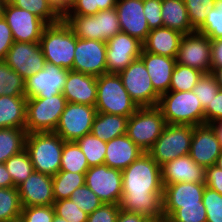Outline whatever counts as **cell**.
<instances>
[{
    "label": "cell",
    "instance_id": "obj_1",
    "mask_svg": "<svg viewBox=\"0 0 222 222\" xmlns=\"http://www.w3.org/2000/svg\"><path fill=\"white\" fill-rule=\"evenodd\" d=\"M161 167L144 152L122 170L120 209L137 213L148 220L164 219Z\"/></svg>",
    "mask_w": 222,
    "mask_h": 222
},
{
    "label": "cell",
    "instance_id": "obj_2",
    "mask_svg": "<svg viewBox=\"0 0 222 222\" xmlns=\"http://www.w3.org/2000/svg\"><path fill=\"white\" fill-rule=\"evenodd\" d=\"M76 42L77 36L61 19L57 23L45 26L39 43L46 62L73 71Z\"/></svg>",
    "mask_w": 222,
    "mask_h": 222
},
{
    "label": "cell",
    "instance_id": "obj_3",
    "mask_svg": "<svg viewBox=\"0 0 222 222\" xmlns=\"http://www.w3.org/2000/svg\"><path fill=\"white\" fill-rule=\"evenodd\" d=\"M157 107L161 110L166 124H205L204 109L193 91H168L160 96Z\"/></svg>",
    "mask_w": 222,
    "mask_h": 222
},
{
    "label": "cell",
    "instance_id": "obj_4",
    "mask_svg": "<svg viewBox=\"0 0 222 222\" xmlns=\"http://www.w3.org/2000/svg\"><path fill=\"white\" fill-rule=\"evenodd\" d=\"M64 142L54 132L27 133L25 149L34 170L50 176L59 173Z\"/></svg>",
    "mask_w": 222,
    "mask_h": 222
},
{
    "label": "cell",
    "instance_id": "obj_5",
    "mask_svg": "<svg viewBox=\"0 0 222 222\" xmlns=\"http://www.w3.org/2000/svg\"><path fill=\"white\" fill-rule=\"evenodd\" d=\"M97 112L130 117L139 107L129 96L118 74L97 77Z\"/></svg>",
    "mask_w": 222,
    "mask_h": 222
},
{
    "label": "cell",
    "instance_id": "obj_6",
    "mask_svg": "<svg viewBox=\"0 0 222 222\" xmlns=\"http://www.w3.org/2000/svg\"><path fill=\"white\" fill-rule=\"evenodd\" d=\"M75 36L81 39L106 42L118 34L121 29L116 8L97 12L95 15H62Z\"/></svg>",
    "mask_w": 222,
    "mask_h": 222
},
{
    "label": "cell",
    "instance_id": "obj_7",
    "mask_svg": "<svg viewBox=\"0 0 222 222\" xmlns=\"http://www.w3.org/2000/svg\"><path fill=\"white\" fill-rule=\"evenodd\" d=\"M66 104L63 93L45 98H27L26 132H54Z\"/></svg>",
    "mask_w": 222,
    "mask_h": 222
},
{
    "label": "cell",
    "instance_id": "obj_8",
    "mask_svg": "<svg viewBox=\"0 0 222 222\" xmlns=\"http://www.w3.org/2000/svg\"><path fill=\"white\" fill-rule=\"evenodd\" d=\"M194 126L166 124L161 136L148 150V154L162 167L169 161L189 154Z\"/></svg>",
    "mask_w": 222,
    "mask_h": 222
},
{
    "label": "cell",
    "instance_id": "obj_9",
    "mask_svg": "<svg viewBox=\"0 0 222 222\" xmlns=\"http://www.w3.org/2000/svg\"><path fill=\"white\" fill-rule=\"evenodd\" d=\"M166 125L161 110L155 107L138 108L127 122V136L144 152L153 146Z\"/></svg>",
    "mask_w": 222,
    "mask_h": 222
},
{
    "label": "cell",
    "instance_id": "obj_10",
    "mask_svg": "<svg viewBox=\"0 0 222 222\" xmlns=\"http://www.w3.org/2000/svg\"><path fill=\"white\" fill-rule=\"evenodd\" d=\"M129 96L141 107H155L160 95L154 90L151 78L143 61L138 58L118 73Z\"/></svg>",
    "mask_w": 222,
    "mask_h": 222
},
{
    "label": "cell",
    "instance_id": "obj_11",
    "mask_svg": "<svg viewBox=\"0 0 222 222\" xmlns=\"http://www.w3.org/2000/svg\"><path fill=\"white\" fill-rule=\"evenodd\" d=\"M96 114L95 106L67 102L54 133L64 141H76L91 133Z\"/></svg>",
    "mask_w": 222,
    "mask_h": 222
},
{
    "label": "cell",
    "instance_id": "obj_12",
    "mask_svg": "<svg viewBox=\"0 0 222 222\" xmlns=\"http://www.w3.org/2000/svg\"><path fill=\"white\" fill-rule=\"evenodd\" d=\"M85 185L103 203L119 205L122 198V171L106 164L90 167L85 173Z\"/></svg>",
    "mask_w": 222,
    "mask_h": 222
},
{
    "label": "cell",
    "instance_id": "obj_13",
    "mask_svg": "<svg viewBox=\"0 0 222 222\" xmlns=\"http://www.w3.org/2000/svg\"><path fill=\"white\" fill-rule=\"evenodd\" d=\"M176 63L211 73V39L197 31L184 34L178 48Z\"/></svg>",
    "mask_w": 222,
    "mask_h": 222
},
{
    "label": "cell",
    "instance_id": "obj_14",
    "mask_svg": "<svg viewBox=\"0 0 222 222\" xmlns=\"http://www.w3.org/2000/svg\"><path fill=\"white\" fill-rule=\"evenodd\" d=\"M3 61L24 80L44 69L46 65L39 42H14Z\"/></svg>",
    "mask_w": 222,
    "mask_h": 222
},
{
    "label": "cell",
    "instance_id": "obj_15",
    "mask_svg": "<svg viewBox=\"0 0 222 222\" xmlns=\"http://www.w3.org/2000/svg\"><path fill=\"white\" fill-rule=\"evenodd\" d=\"M143 43L127 33L119 32L106 41L107 73L118 74L141 56Z\"/></svg>",
    "mask_w": 222,
    "mask_h": 222
},
{
    "label": "cell",
    "instance_id": "obj_16",
    "mask_svg": "<svg viewBox=\"0 0 222 222\" xmlns=\"http://www.w3.org/2000/svg\"><path fill=\"white\" fill-rule=\"evenodd\" d=\"M3 17L12 31L14 42H40L47 25L35 14L18 8L9 1L5 5Z\"/></svg>",
    "mask_w": 222,
    "mask_h": 222
},
{
    "label": "cell",
    "instance_id": "obj_17",
    "mask_svg": "<svg viewBox=\"0 0 222 222\" xmlns=\"http://www.w3.org/2000/svg\"><path fill=\"white\" fill-rule=\"evenodd\" d=\"M73 71L96 77L106 74V42L77 37Z\"/></svg>",
    "mask_w": 222,
    "mask_h": 222
},
{
    "label": "cell",
    "instance_id": "obj_18",
    "mask_svg": "<svg viewBox=\"0 0 222 222\" xmlns=\"http://www.w3.org/2000/svg\"><path fill=\"white\" fill-rule=\"evenodd\" d=\"M68 71L46 62L44 69L25 80V96L27 98H45V96L61 94Z\"/></svg>",
    "mask_w": 222,
    "mask_h": 222
},
{
    "label": "cell",
    "instance_id": "obj_19",
    "mask_svg": "<svg viewBox=\"0 0 222 222\" xmlns=\"http://www.w3.org/2000/svg\"><path fill=\"white\" fill-rule=\"evenodd\" d=\"M222 146L211 124L194 126L189 155L191 159L204 168L215 165Z\"/></svg>",
    "mask_w": 222,
    "mask_h": 222
},
{
    "label": "cell",
    "instance_id": "obj_20",
    "mask_svg": "<svg viewBox=\"0 0 222 222\" xmlns=\"http://www.w3.org/2000/svg\"><path fill=\"white\" fill-rule=\"evenodd\" d=\"M115 8L121 32L143 43L151 31L143 12V0H117Z\"/></svg>",
    "mask_w": 222,
    "mask_h": 222
},
{
    "label": "cell",
    "instance_id": "obj_21",
    "mask_svg": "<svg viewBox=\"0 0 222 222\" xmlns=\"http://www.w3.org/2000/svg\"><path fill=\"white\" fill-rule=\"evenodd\" d=\"M22 207L53 205L52 176L34 171L17 186Z\"/></svg>",
    "mask_w": 222,
    "mask_h": 222
},
{
    "label": "cell",
    "instance_id": "obj_22",
    "mask_svg": "<svg viewBox=\"0 0 222 222\" xmlns=\"http://www.w3.org/2000/svg\"><path fill=\"white\" fill-rule=\"evenodd\" d=\"M163 216L165 221L180 205L199 204L202 202L205 183H176L163 185Z\"/></svg>",
    "mask_w": 222,
    "mask_h": 222
},
{
    "label": "cell",
    "instance_id": "obj_23",
    "mask_svg": "<svg viewBox=\"0 0 222 222\" xmlns=\"http://www.w3.org/2000/svg\"><path fill=\"white\" fill-rule=\"evenodd\" d=\"M162 184L205 183V168L196 164L190 155L180 156L161 167Z\"/></svg>",
    "mask_w": 222,
    "mask_h": 222
},
{
    "label": "cell",
    "instance_id": "obj_24",
    "mask_svg": "<svg viewBox=\"0 0 222 222\" xmlns=\"http://www.w3.org/2000/svg\"><path fill=\"white\" fill-rule=\"evenodd\" d=\"M62 93L67 102L95 106L97 100V77L70 70Z\"/></svg>",
    "mask_w": 222,
    "mask_h": 222
},
{
    "label": "cell",
    "instance_id": "obj_25",
    "mask_svg": "<svg viewBox=\"0 0 222 222\" xmlns=\"http://www.w3.org/2000/svg\"><path fill=\"white\" fill-rule=\"evenodd\" d=\"M151 78L154 90L161 96L170 88L172 72L176 65V58L149 53L142 49L139 57Z\"/></svg>",
    "mask_w": 222,
    "mask_h": 222
},
{
    "label": "cell",
    "instance_id": "obj_26",
    "mask_svg": "<svg viewBox=\"0 0 222 222\" xmlns=\"http://www.w3.org/2000/svg\"><path fill=\"white\" fill-rule=\"evenodd\" d=\"M106 147L104 164L121 171L130 166L144 153L127 134L115 137L106 142Z\"/></svg>",
    "mask_w": 222,
    "mask_h": 222
},
{
    "label": "cell",
    "instance_id": "obj_27",
    "mask_svg": "<svg viewBox=\"0 0 222 222\" xmlns=\"http://www.w3.org/2000/svg\"><path fill=\"white\" fill-rule=\"evenodd\" d=\"M183 35L167 27L152 29L143 42V50L149 53L176 58Z\"/></svg>",
    "mask_w": 222,
    "mask_h": 222
},
{
    "label": "cell",
    "instance_id": "obj_28",
    "mask_svg": "<svg viewBox=\"0 0 222 222\" xmlns=\"http://www.w3.org/2000/svg\"><path fill=\"white\" fill-rule=\"evenodd\" d=\"M26 102V96H0V129H25Z\"/></svg>",
    "mask_w": 222,
    "mask_h": 222
},
{
    "label": "cell",
    "instance_id": "obj_29",
    "mask_svg": "<svg viewBox=\"0 0 222 222\" xmlns=\"http://www.w3.org/2000/svg\"><path fill=\"white\" fill-rule=\"evenodd\" d=\"M161 7L163 27L176 30L182 34L195 32L189 20L184 0H162Z\"/></svg>",
    "mask_w": 222,
    "mask_h": 222
},
{
    "label": "cell",
    "instance_id": "obj_30",
    "mask_svg": "<svg viewBox=\"0 0 222 222\" xmlns=\"http://www.w3.org/2000/svg\"><path fill=\"white\" fill-rule=\"evenodd\" d=\"M129 117L97 112L91 128V134L104 142L127 133Z\"/></svg>",
    "mask_w": 222,
    "mask_h": 222
},
{
    "label": "cell",
    "instance_id": "obj_31",
    "mask_svg": "<svg viewBox=\"0 0 222 222\" xmlns=\"http://www.w3.org/2000/svg\"><path fill=\"white\" fill-rule=\"evenodd\" d=\"M26 129H0V163H5L10 157L25 149Z\"/></svg>",
    "mask_w": 222,
    "mask_h": 222
},
{
    "label": "cell",
    "instance_id": "obj_32",
    "mask_svg": "<svg viewBox=\"0 0 222 222\" xmlns=\"http://www.w3.org/2000/svg\"><path fill=\"white\" fill-rule=\"evenodd\" d=\"M89 165L79 145L75 141H65L62 149L60 172L85 174Z\"/></svg>",
    "mask_w": 222,
    "mask_h": 222
},
{
    "label": "cell",
    "instance_id": "obj_33",
    "mask_svg": "<svg viewBox=\"0 0 222 222\" xmlns=\"http://www.w3.org/2000/svg\"><path fill=\"white\" fill-rule=\"evenodd\" d=\"M12 5L25 9L42 19L46 24H54L62 19V14L49 0H8Z\"/></svg>",
    "mask_w": 222,
    "mask_h": 222
},
{
    "label": "cell",
    "instance_id": "obj_34",
    "mask_svg": "<svg viewBox=\"0 0 222 222\" xmlns=\"http://www.w3.org/2000/svg\"><path fill=\"white\" fill-rule=\"evenodd\" d=\"M55 201L70 199L73 191L85 184V174L59 172L52 176Z\"/></svg>",
    "mask_w": 222,
    "mask_h": 222
},
{
    "label": "cell",
    "instance_id": "obj_35",
    "mask_svg": "<svg viewBox=\"0 0 222 222\" xmlns=\"http://www.w3.org/2000/svg\"><path fill=\"white\" fill-rule=\"evenodd\" d=\"M5 165L15 187L23 183L35 171L26 149L10 157Z\"/></svg>",
    "mask_w": 222,
    "mask_h": 222
},
{
    "label": "cell",
    "instance_id": "obj_36",
    "mask_svg": "<svg viewBox=\"0 0 222 222\" xmlns=\"http://www.w3.org/2000/svg\"><path fill=\"white\" fill-rule=\"evenodd\" d=\"M202 75L203 73L198 69L176 63L169 91H192Z\"/></svg>",
    "mask_w": 222,
    "mask_h": 222
},
{
    "label": "cell",
    "instance_id": "obj_37",
    "mask_svg": "<svg viewBox=\"0 0 222 222\" xmlns=\"http://www.w3.org/2000/svg\"><path fill=\"white\" fill-rule=\"evenodd\" d=\"M0 96H25V80L0 60Z\"/></svg>",
    "mask_w": 222,
    "mask_h": 222
},
{
    "label": "cell",
    "instance_id": "obj_38",
    "mask_svg": "<svg viewBox=\"0 0 222 222\" xmlns=\"http://www.w3.org/2000/svg\"><path fill=\"white\" fill-rule=\"evenodd\" d=\"M85 155L89 167L104 164L106 142L90 134L84 135L75 141Z\"/></svg>",
    "mask_w": 222,
    "mask_h": 222
},
{
    "label": "cell",
    "instance_id": "obj_39",
    "mask_svg": "<svg viewBox=\"0 0 222 222\" xmlns=\"http://www.w3.org/2000/svg\"><path fill=\"white\" fill-rule=\"evenodd\" d=\"M22 208L17 187L0 188V222L20 217Z\"/></svg>",
    "mask_w": 222,
    "mask_h": 222
},
{
    "label": "cell",
    "instance_id": "obj_40",
    "mask_svg": "<svg viewBox=\"0 0 222 222\" xmlns=\"http://www.w3.org/2000/svg\"><path fill=\"white\" fill-rule=\"evenodd\" d=\"M117 0H72L62 15H95L99 11L115 8Z\"/></svg>",
    "mask_w": 222,
    "mask_h": 222
},
{
    "label": "cell",
    "instance_id": "obj_41",
    "mask_svg": "<svg viewBox=\"0 0 222 222\" xmlns=\"http://www.w3.org/2000/svg\"><path fill=\"white\" fill-rule=\"evenodd\" d=\"M197 32L211 40L222 39V0H215V6L209 9L204 24Z\"/></svg>",
    "mask_w": 222,
    "mask_h": 222
},
{
    "label": "cell",
    "instance_id": "obj_42",
    "mask_svg": "<svg viewBox=\"0 0 222 222\" xmlns=\"http://www.w3.org/2000/svg\"><path fill=\"white\" fill-rule=\"evenodd\" d=\"M219 90L220 87L211 73H203L196 86L192 89L194 94L197 95L200 100L204 110L207 108L208 103H211Z\"/></svg>",
    "mask_w": 222,
    "mask_h": 222
},
{
    "label": "cell",
    "instance_id": "obj_43",
    "mask_svg": "<svg viewBox=\"0 0 222 222\" xmlns=\"http://www.w3.org/2000/svg\"><path fill=\"white\" fill-rule=\"evenodd\" d=\"M206 210L203 202L199 204L180 205L166 222H206Z\"/></svg>",
    "mask_w": 222,
    "mask_h": 222
},
{
    "label": "cell",
    "instance_id": "obj_44",
    "mask_svg": "<svg viewBox=\"0 0 222 222\" xmlns=\"http://www.w3.org/2000/svg\"><path fill=\"white\" fill-rule=\"evenodd\" d=\"M184 3L195 31L204 24L209 9L215 6V0H184Z\"/></svg>",
    "mask_w": 222,
    "mask_h": 222
},
{
    "label": "cell",
    "instance_id": "obj_45",
    "mask_svg": "<svg viewBox=\"0 0 222 222\" xmlns=\"http://www.w3.org/2000/svg\"><path fill=\"white\" fill-rule=\"evenodd\" d=\"M70 199L88 215L103 204L99 197L85 184L75 189Z\"/></svg>",
    "mask_w": 222,
    "mask_h": 222
},
{
    "label": "cell",
    "instance_id": "obj_46",
    "mask_svg": "<svg viewBox=\"0 0 222 222\" xmlns=\"http://www.w3.org/2000/svg\"><path fill=\"white\" fill-rule=\"evenodd\" d=\"M202 202L206 210V222H222V195L206 186Z\"/></svg>",
    "mask_w": 222,
    "mask_h": 222
},
{
    "label": "cell",
    "instance_id": "obj_47",
    "mask_svg": "<svg viewBox=\"0 0 222 222\" xmlns=\"http://www.w3.org/2000/svg\"><path fill=\"white\" fill-rule=\"evenodd\" d=\"M55 215L66 219L68 222H87L88 214L77 207L71 199L54 201Z\"/></svg>",
    "mask_w": 222,
    "mask_h": 222
},
{
    "label": "cell",
    "instance_id": "obj_48",
    "mask_svg": "<svg viewBox=\"0 0 222 222\" xmlns=\"http://www.w3.org/2000/svg\"><path fill=\"white\" fill-rule=\"evenodd\" d=\"M20 216L24 222H53L55 210L53 205L23 207Z\"/></svg>",
    "mask_w": 222,
    "mask_h": 222
},
{
    "label": "cell",
    "instance_id": "obj_49",
    "mask_svg": "<svg viewBox=\"0 0 222 222\" xmlns=\"http://www.w3.org/2000/svg\"><path fill=\"white\" fill-rule=\"evenodd\" d=\"M162 0H143V12L150 30L163 27Z\"/></svg>",
    "mask_w": 222,
    "mask_h": 222
},
{
    "label": "cell",
    "instance_id": "obj_50",
    "mask_svg": "<svg viewBox=\"0 0 222 222\" xmlns=\"http://www.w3.org/2000/svg\"><path fill=\"white\" fill-rule=\"evenodd\" d=\"M119 212V205L103 203L88 215L87 222H117Z\"/></svg>",
    "mask_w": 222,
    "mask_h": 222
},
{
    "label": "cell",
    "instance_id": "obj_51",
    "mask_svg": "<svg viewBox=\"0 0 222 222\" xmlns=\"http://www.w3.org/2000/svg\"><path fill=\"white\" fill-rule=\"evenodd\" d=\"M205 124H212L222 120V89L213 98L211 103H208L204 110Z\"/></svg>",
    "mask_w": 222,
    "mask_h": 222
},
{
    "label": "cell",
    "instance_id": "obj_52",
    "mask_svg": "<svg viewBox=\"0 0 222 222\" xmlns=\"http://www.w3.org/2000/svg\"><path fill=\"white\" fill-rule=\"evenodd\" d=\"M14 39L12 31L7 24V21L3 18L0 19V60H4L8 50L13 45Z\"/></svg>",
    "mask_w": 222,
    "mask_h": 222
},
{
    "label": "cell",
    "instance_id": "obj_53",
    "mask_svg": "<svg viewBox=\"0 0 222 222\" xmlns=\"http://www.w3.org/2000/svg\"><path fill=\"white\" fill-rule=\"evenodd\" d=\"M205 185L222 195V171L215 165L205 168Z\"/></svg>",
    "mask_w": 222,
    "mask_h": 222
},
{
    "label": "cell",
    "instance_id": "obj_54",
    "mask_svg": "<svg viewBox=\"0 0 222 222\" xmlns=\"http://www.w3.org/2000/svg\"><path fill=\"white\" fill-rule=\"evenodd\" d=\"M212 68L222 67V39L211 40Z\"/></svg>",
    "mask_w": 222,
    "mask_h": 222
},
{
    "label": "cell",
    "instance_id": "obj_55",
    "mask_svg": "<svg viewBox=\"0 0 222 222\" xmlns=\"http://www.w3.org/2000/svg\"><path fill=\"white\" fill-rule=\"evenodd\" d=\"M148 219L140 214L132 213V212H126L122 209H120L117 222H147Z\"/></svg>",
    "mask_w": 222,
    "mask_h": 222
},
{
    "label": "cell",
    "instance_id": "obj_56",
    "mask_svg": "<svg viewBox=\"0 0 222 222\" xmlns=\"http://www.w3.org/2000/svg\"><path fill=\"white\" fill-rule=\"evenodd\" d=\"M15 187L5 163H0V188Z\"/></svg>",
    "mask_w": 222,
    "mask_h": 222
},
{
    "label": "cell",
    "instance_id": "obj_57",
    "mask_svg": "<svg viewBox=\"0 0 222 222\" xmlns=\"http://www.w3.org/2000/svg\"><path fill=\"white\" fill-rule=\"evenodd\" d=\"M51 3L63 14L71 5L72 0H51Z\"/></svg>",
    "mask_w": 222,
    "mask_h": 222
},
{
    "label": "cell",
    "instance_id": "obj_58",
    "mask_svg": "<svg viewBox=\"0 0 222 222\" xmlns=\"http://www.w3.org/2000/svg\"><path fill=\"white\" fill-rule=\"evenodd\" d=\"M211 74L214 76L220 89H222V67L212 68Z\"/></svg>",
    "mask_w": 222,
    "mask_h": 222
},
{
    "label": "cell",
    "instance_id": "obj_59",
    "mask_svg": "<svg viewBox=\"0 0 222 222\" xmlns=\"http://www.w3.org/2000/svg\"><path fill=\"white\" fill-rule=\"evenodd\" d=\"M211 125L213 126L214 130L216 131V134L218 136V140L222 146V120L212 123Z\"/></svg>",
    "mask_w": 222,
    "mask_h": 222
},
{
    "label": "cell",
    "instance_id": "obj_60",
    "mask_svg": "<svg viewBox=\"0 0 222 222\" xmlns=\"http://www.w3.org/2000/svg\"><path fill=\"white\" fill-rule=\"evenodd\" d=\"M8 0H0V19L3 18L4 8Z\"/></svg>",
    "mask_w": 222,
    "mask_h": 222
},
{
    "label": "cell",
    "instance_id": "obj_61",
    "mask_svg": "<svg viewBox=\"0 0 222 222\" xmlns=\"http://www.w3.org/2000/svg\"><path fill=\"white\" fill-rule=\"evenodd\" d=\"M215 166L218 167L222 171V150L220 155L217 157Z\"/></svg>",
    "mask_w": 222,
    "mask_h": 222
},
{
    "label": "cell",
    "instance_id": "obj_62",
    "mask_svg": "<svg viewBox=\"0 0 222 222\" xmlns=\"http://www.w3.org/2000/svg\"><path fill=\"white\" fill-rule=\"evenodd\" d=\"M53 222H68L66 219L58 217L57 215L54 216Z\"/></svg>",
    "mask_w": 222,
    "mask_h": 222
},
{
    "label": "cell",
    "instance_id": "obj_63",
    "mask_svg": "<svg viewBox=\"0 0 222 222\" xmlns=\"http://www.w3.org/2000/svg\"><path fill=\"white\" fill-rule=\"evenodd\" d=\"M8 222H24V220H23L22 217L20 216V217H18V218L12 219V220H10V221H8Z\"/></svg>",
    "mask_w": 222,
    "mask_h": 222
},
{
    "label": "cell",
    "instance_id": "obj_64",
    "mask_svg": "<svg viewBox=\"0 0 222 222\" xmlns=\"http://www.w3.org/2000/svg\"><path fill=\"white\" fill-rule=\"evenodd\" d=\"M147 222H166L165 219L148 220Z\"/></svg>",
    "mask_w": 222,
    "mask_h": 222
}]
</instances>
